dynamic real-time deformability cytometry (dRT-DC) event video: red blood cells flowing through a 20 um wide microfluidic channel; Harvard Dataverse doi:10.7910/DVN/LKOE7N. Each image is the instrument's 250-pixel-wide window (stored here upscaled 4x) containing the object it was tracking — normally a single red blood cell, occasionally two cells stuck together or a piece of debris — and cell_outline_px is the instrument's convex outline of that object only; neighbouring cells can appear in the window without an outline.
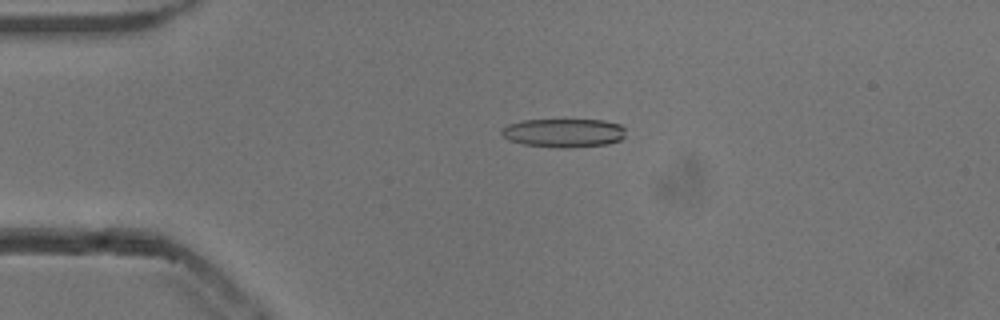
{"species": "common noctule bat (a hibernating species)", "species_latin": "Nyctalus noctula", "temperature_condition": "cold", "stored_images_in_passage": 53, "camera_frame_rate_fps": 3000, "um_per_image_px": 0.085, "animal": {"sex": "male", "body_mass_g": 13.3}, "frame": {"image": 1, "passage_image": 12, "time_ms": 3.667, "image_size_px": [1000, 320], "cell_outline_px": [[624, 136], [620, 140], [608, 144], [564, 148], [560, 148], [524, 144], [508, 140], [500, 132], [508, 124], [524, 120], [604, 120], [620, 124], [624, 128]], "centroid_in_image_um": [47.93, 11.29], "position_along_channel_um": 37.1, "area_um2": 20.63}}
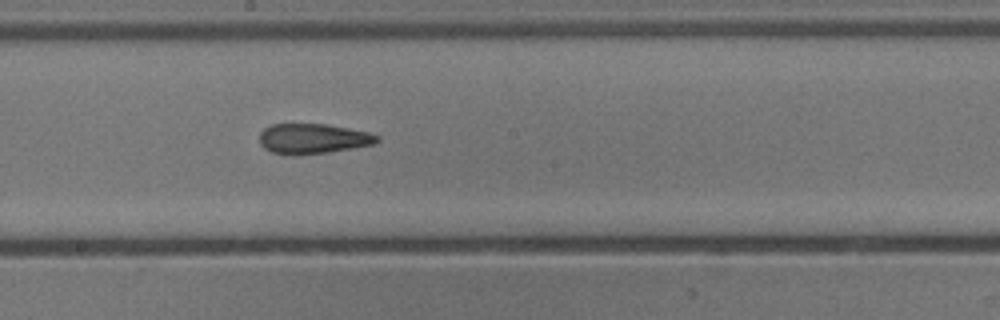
{"frame": {"image": 2, "passage_image": 29, "time_ms": 9.333, "image_size_px": [1000, 320], "cell_outline_px": [[380, 140], [372, 144], [352, 148], [328, 152], [272, 152], [264, 148], [260, 144], [260, 132], [264, 128], [272, 124], [324, 124], [368, 132], [380, 136]], "centroid_in_image_um": [26.62, 11.74], "position_along_channel_um": 221.6, "area_um2": 19.77}}
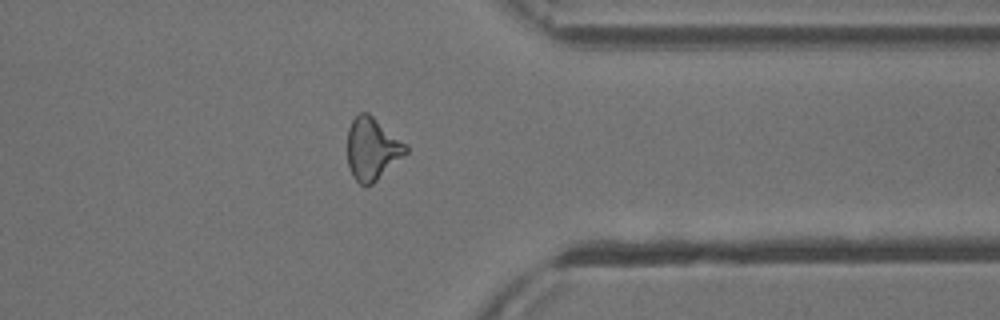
{"frame": {"image": 3, "passage_image": 42, "time_ms": 13.667, "image_size_px": [1000, 320], "cell_outline_px": [[408, 152], [372, 184], [364, 188], [352, 176], [348, 164], [348, 128], [352, 120], [360, 112], [368, 112], [408, 144]], "centroid_in_image_um": [31.64, 12.65], "position_along_channel_um": 379.8, "area_um2": 21.39}, "authors_computed_cell_mechanics": {"area_um2": 20.808, "velocity_mm_per_s": 3.8434, "shape_relaxation_time_tau1_ms": null, "shape_relaxation_time_tau2_ms": 3.3161, "deformation_change_tau1": null, "deformation_change_tau2": 0.1372}}